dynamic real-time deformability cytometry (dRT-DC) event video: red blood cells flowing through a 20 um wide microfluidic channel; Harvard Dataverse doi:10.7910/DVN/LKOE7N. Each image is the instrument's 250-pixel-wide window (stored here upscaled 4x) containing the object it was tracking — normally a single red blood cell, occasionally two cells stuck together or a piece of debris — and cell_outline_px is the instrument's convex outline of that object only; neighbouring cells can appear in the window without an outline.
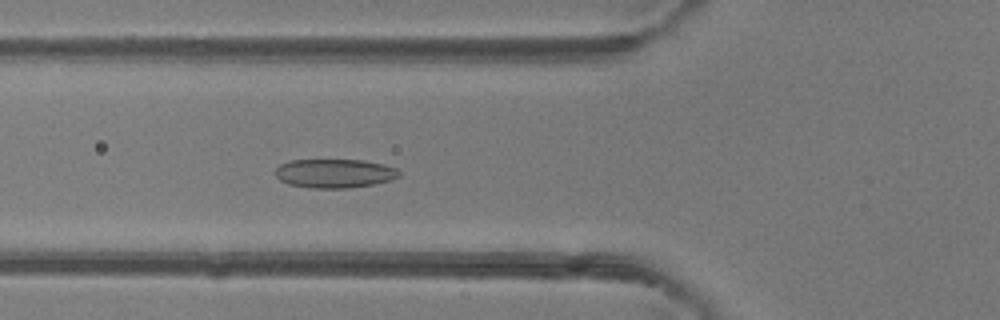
{"species": "common noctule bat (a hibernating species)", "species_latin": "Nyctalus noctula", "temperature_condition": "room temperature", "stored_images_in_passage": 34, "camera_frame_rate_fps": 3000, "um_per_image_px": 0.085, "animal": {"sex": "female"}, "frame": {"image": 1, "passage_image": 3, "time_ms": 0.667, "image_size_px": [1000, 320], "cell_outline_px": [[400, 176], [392, 180], [372, 184], [348, 188], [308, 188], [288, 184], [280, 180], [272, 172], [280, 164], [288, 160], [364, 160], [384, 164], [396, 168], [400, 172]], "centroid_in_image_um": [28.41, 14.73], "position_along_channel_um": 97.4, "area_um2": 21.1}}
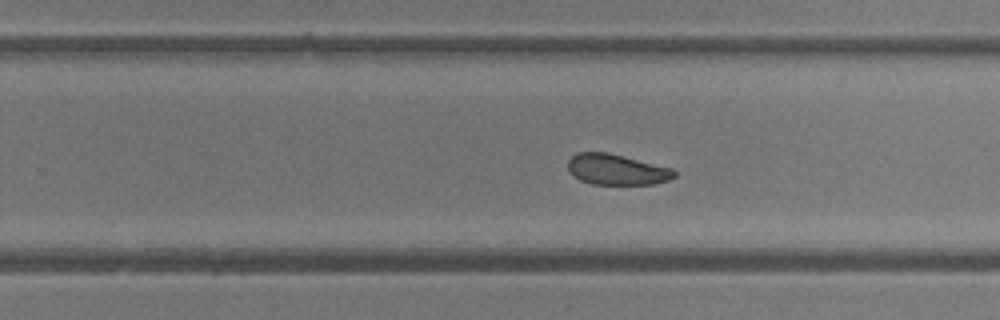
{"frame": {"image": 2, "passage_image": 16, "time_ms": 5.0, "image_size_px": [1000, 320], "cell_outline_px": [[676, 176], [668, 180], [656, 184], [592, 184], [580, 180], [568, 172], [568, 160], [576, 152], [608, 152], [672, 168], [676, 172]], "centroid_in_image_um": [52.4, 14.41], "position_along_channel_um": 277.4, "area_um2": 19.13}}
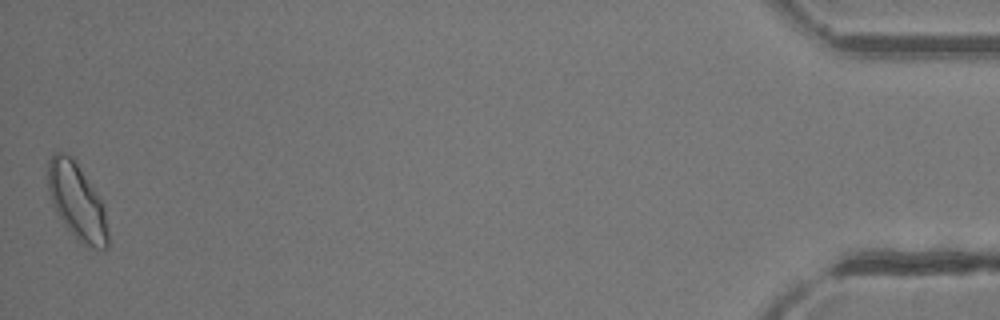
{"frame": {"image": 3, "passage_image": 34, "time_ms": 11.0, "image_size_px": [1000, 320], "cell_outline_px": [[108, 248], [96, 248], [84, 244], [64, 224], [52, 204], [48, 188], [48, 160], [52, 152], [64, 152], [76, 164], [100, 196], [104, 208], [108, 232]], "centroid_in_image_um": [6.53, 17.11], "position_along_channel_um": 428.7, "area_um2": 26.07}, "authors_computed_cell_mechanics": {"area_um2": 20.808, "velocity_mm_per_s": 4.1524, "shape_relaxation_time_tau1_ms": 1.9751, "shape_relaxation_time_tau2_ms": 5.9264, "deformation_change_tau1": 0.0685, "deformation_change_tau2": 0.1054}}